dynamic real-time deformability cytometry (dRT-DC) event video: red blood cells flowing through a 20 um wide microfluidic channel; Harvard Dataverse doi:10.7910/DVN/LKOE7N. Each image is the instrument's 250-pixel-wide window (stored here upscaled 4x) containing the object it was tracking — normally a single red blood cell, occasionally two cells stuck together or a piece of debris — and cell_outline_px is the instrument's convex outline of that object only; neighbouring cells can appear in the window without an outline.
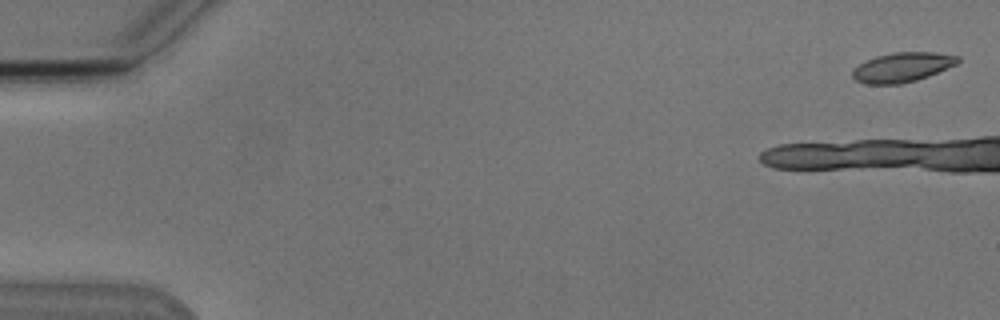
{"species": "Egyptian fruit bat (a non-hibernating species)", "species_latin": "Rousettus aegyptiacus", "temperature_condition": "cold", "stored_images_in_passage": 19, "camera_frame_rate_fps": 3000, "um_per_image_px": 0.085, "animal": {"sex": "male"}, "frame": {"image": 1, "passage_image": 1, "time_ms": 0.0, "image_size_px": [1000, 320], "cell_outline_px": [[960, 60], [956, 64], [928, 76], [916, 80], [900, 84], [864, 84], [856, 80], [852, 76], [852, 68], [876, 56], [892, 52], [932, 52], [960, 56]], "centroid_in_image_um": [76.67, 5.71], "position_along_channel_um": 8.3, "area_um2": 18.09}}